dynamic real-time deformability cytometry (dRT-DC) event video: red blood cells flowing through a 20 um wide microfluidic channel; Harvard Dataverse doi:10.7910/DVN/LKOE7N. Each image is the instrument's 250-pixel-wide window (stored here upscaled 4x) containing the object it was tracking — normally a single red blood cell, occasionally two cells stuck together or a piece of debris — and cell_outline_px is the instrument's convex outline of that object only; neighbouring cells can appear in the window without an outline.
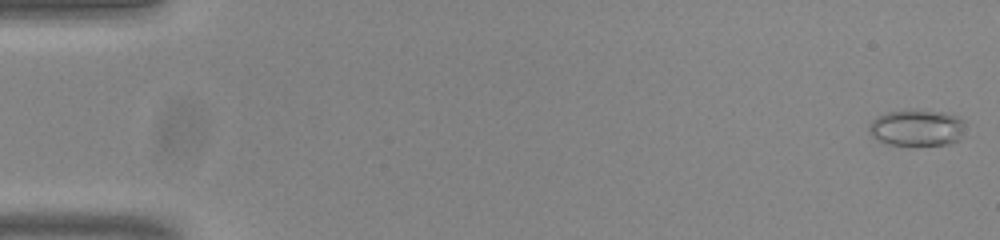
{"species": "common noctule bat (a hibernating species)", "species_latin": "Nyctalus noctula", "temperature_condition": "room temperature", "stored_images_in_passage": 54, "camera_frame_rate_fps": 3000, "um_per_image_px": 0.085, "animal": {"sex": "male", "body_mass_g": 20.0, "forearm_length_mm": 53.3}, "frame": {"image": 1, "passage_image": 1, "time_ms": 0.0, "image_size_px": [1000, 240], "cell_outline_px": [[964, 120], [960, 140], [952, 144], [888, 144], [872, 136], [868, 132], [868, 128], [872, 120], [876, 116], [888, 112], [908, 108], [948, 112], [960, 116]], "centroid_in_image_um": [77.95, 10.81], "position_along_channel_um": 7.1, "area_um2": 20.75}}
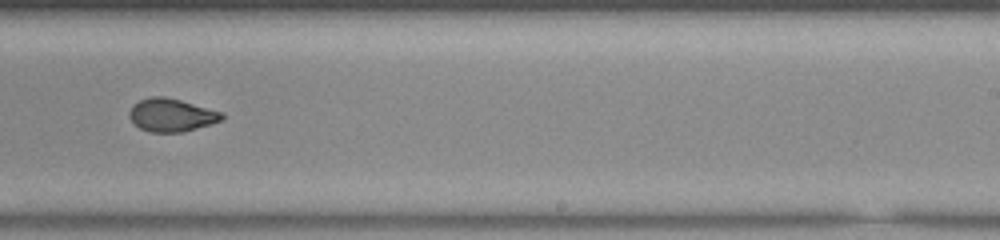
{"frame": {"image": 2, "passage_image": 34, "time_ms": 11.0, "image_size_px": [1000, 240], "cell_outline_px": [[224, 116], [220, 120], [212, 124], [180, 132], [148, 132], [140, 128], [128, 116], [128, 112], [132, 104], [140, 100], [152, 96], [164, 96], [180, 100], [224, 112]], "centroid_in_image_um": [14.56, 9.77], "position_along_channel_um": 274.4, "area_um2": 17.8}}
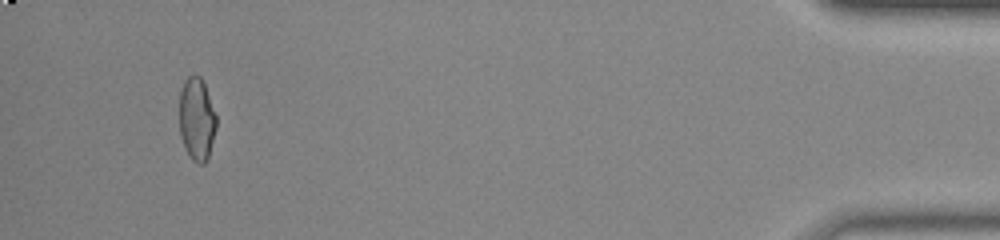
{"frame": {"image": 3, "passage_image": 51, "time_ms": 16.667, "image_size_px": [1000, 240], "cell_outline_px": [[216, 128], [208, 156], [204, 164], [200, 164], [192, 160], [184, 148], [180, 136], [180, 88], [184, 80], [188, 76], [200, 76], [204, 84], [216, 116]], "centroid_in_image_um": [16.7, 10.14], "position_along_channel_um": 418.5, "area_um2": 17.69}, "authors_computed_cell_mechanics": {"area_um2": 18.2359, "velocity_mm_per_s": 3.832, "shape_relaxation_time_tau1_ms": null, "shape_relaxation_time_tau2_ms": 1.2719, "deformation_change_tau1": null, "deformation_change_tau2": 0.0617}}